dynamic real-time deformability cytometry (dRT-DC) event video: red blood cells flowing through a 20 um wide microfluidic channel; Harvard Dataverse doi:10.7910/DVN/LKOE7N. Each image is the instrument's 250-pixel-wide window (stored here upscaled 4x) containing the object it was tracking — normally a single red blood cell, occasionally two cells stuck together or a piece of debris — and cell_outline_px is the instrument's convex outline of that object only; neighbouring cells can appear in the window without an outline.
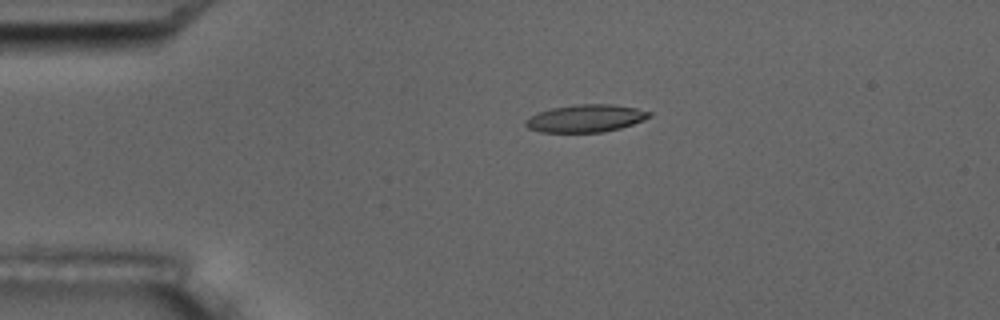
{"species": "common noctule bat (a hibernating species)", "species_latin": "Nyctalus noctula", "temperature_condition": "room temperature", "stored_images_in_passage": 7, "camera_frame_rate_fps": 3000, "um_per_image_px": 0.085, "animal": {"sex": "male", "body_mass_g": 17.5, "forearm_length_mm": 52.3}, "frame": {"image": 1, "passage_image": 4, "time_ms": 3.667, "image_size_px": [1000, 320], "cell_outline_px": [[652, 116], [644, 120], [620, 128], [604, 132], [540, 132], [528, 128], [524, 124], [524, 120], [540, 112], [552, 108], [576, 104], [612, 104], [636, 108], [652, 112]], "centroid_in_image_um": [49.81, 10.06], "position_along_channel_um": 35.2, "area_um2": 19.83}}
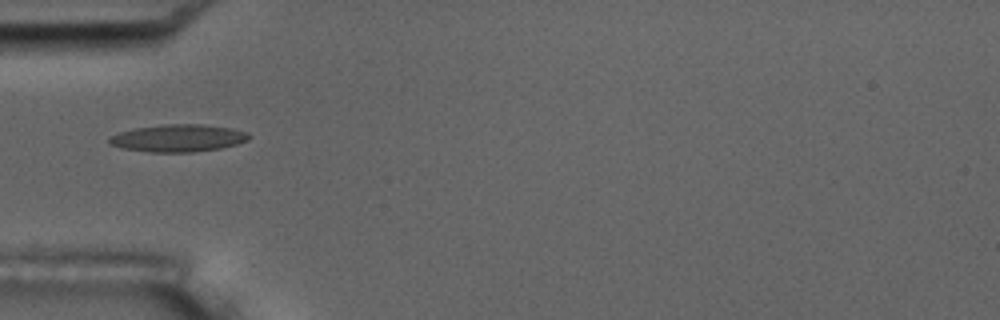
{"frame": {"image": 2, "passage_image": 6, "time_ms": 5.667, "image_size_px": [1000, 320], "cell_outline_px": [[252, 136], [248, 140], [236, 144], [220, 148], [192, 152], [148, 152], [120, 148], [108, 144], [108, 136], [120, 132], [136, 128], [164, 124], [200, 124], [228, 128], [248, 132]], "centroid_in_image_um": [15.1, 11.74], "position_along_channel_um": 69.9, "area_um2": 22.31}}